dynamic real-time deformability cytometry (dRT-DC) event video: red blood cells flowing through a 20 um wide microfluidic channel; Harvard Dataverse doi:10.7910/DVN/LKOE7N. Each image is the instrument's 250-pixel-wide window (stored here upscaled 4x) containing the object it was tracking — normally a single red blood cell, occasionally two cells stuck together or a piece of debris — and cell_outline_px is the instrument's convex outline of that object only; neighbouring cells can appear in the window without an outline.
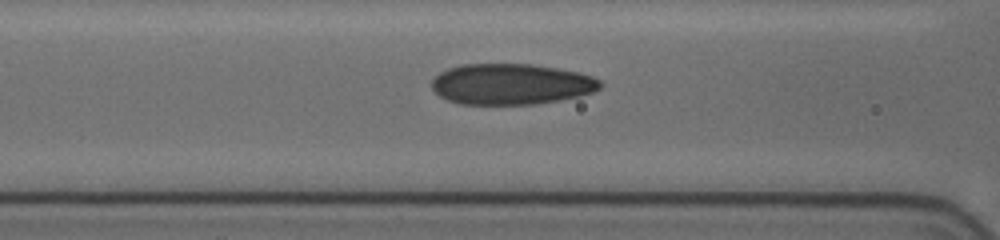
{"species": "human", "species_latin": "Homo sapiens", "temperature_condition": "cold", "stored_images_in_passage": 19, "camera_frame_rate_fps": 3000, "um_per_image_px": 0.085, "donor": {"sex": "female"}, "frame": {"image": 1, "passage_image": 7, "time_ms": 2.0, "image_size_px": [1000, 240], "cell_outline_px": [[604, 84], [600, 88], [592, 92], [580, 96], [560, 100], [536, 104], [460, 104], [448, 100], [440, 96], [432, 88], [432, 80], [440, 72], [448, 68], [460, 64], [532, 64], [580, 72], [592, 76], [600, 80]], "centroid_in_image_um": [43.47, 7.15], "position_along_channel_um": 123.1, "area_um2": 40.29}}
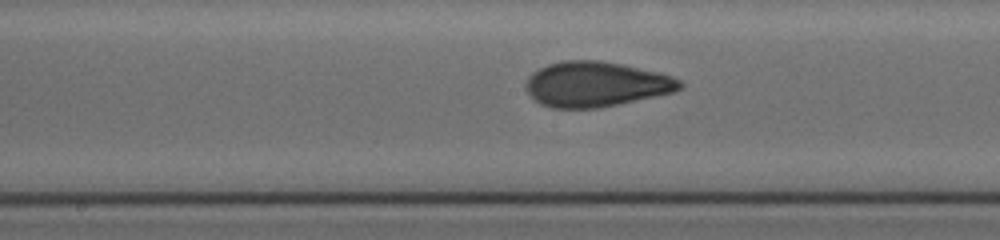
{"frame": {"image": 2, "passage_image": 13, "time_ms": 4.0, "image_size_px": [1000, 240], "cell_outline_px": [[684, 84], [676, 92], [596, 108], [552, 108], [540, 104], [528, 92], [524, 84], [528, 76], [532, 72], [548, 64], [564, 60], [600, 60], [620, 64], [656, 72], [672, 76], [680, 80]], "centroid_in_image_um": [50.63, 7.15], "position_along_channel_um": 197.6, "area_um2": 40.29}}
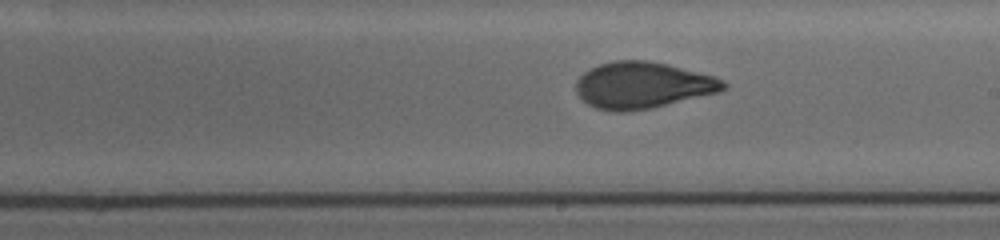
{"frame": {"image": 3, "passage_image": 16, "time_ms": 5.0, "image_size_px": [1000, 240], "cell_outline_px": [[728, 88], [720, 92], [652, 108], [628, 112], [616, 112], [596, 108], [588, 104], [576, 92], [576, 80], [584, 72], [600, 64], [612, 60], [644, 60], [668, 64], [712, 76], [724, 80], [728, 84]], "centroid_in_image_um": [54.64, 7.25], "position_along_channel_um": 234.4, "area_um2": 40.0}}